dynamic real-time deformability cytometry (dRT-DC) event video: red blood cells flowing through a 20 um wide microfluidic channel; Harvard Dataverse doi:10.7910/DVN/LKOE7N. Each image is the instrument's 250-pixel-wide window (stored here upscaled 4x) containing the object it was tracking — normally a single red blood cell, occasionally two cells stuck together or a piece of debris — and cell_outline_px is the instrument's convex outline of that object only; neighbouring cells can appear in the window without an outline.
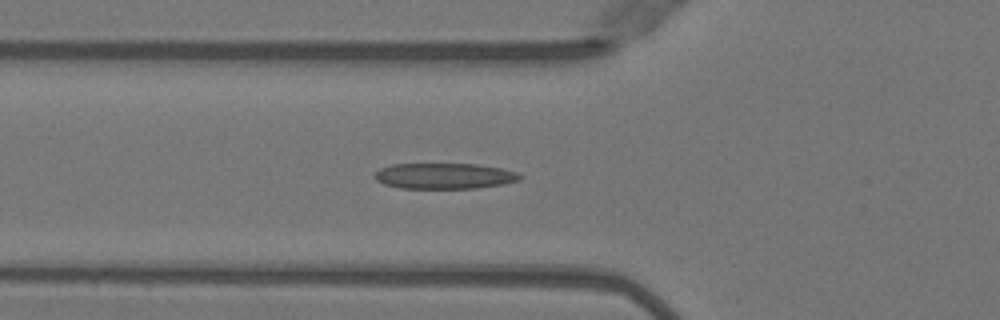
{"species": "Egyptian fruit bat (a non-hibernating species)", "species_latin": "Rousettus aegyptiacus", "temperature_condition": "warm", "stored_images_in_passage": 34, "camera_frame_rate_fps": 3000, "um_per_image_px": 0.085, "animal": {"sex": "female"}, "frame": {"image": 1, "passage_image": 2, "time_ms": 0.333, "image_size_px": [1000, 320], "cell_outline_px": [[524, 176], [520, 180], [504, 184], [476, 188], [400, 188], [384, 184], [376, 180], [372, 176], [380, 168], [392, 164], [476, 164], [500, 168], [516, 172]], "centroid_in_image_um": [37.76, 14.96], "position_along_channel_um": 88.0, "area_um2": 21.85}}
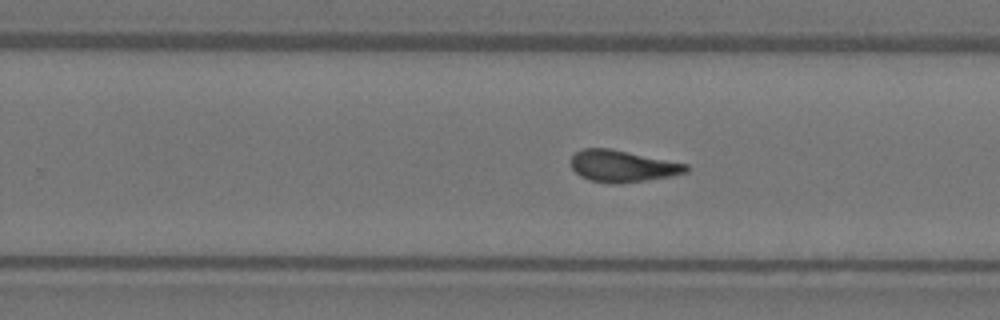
{"frame": {"image": 2, "passage_image": 16, "time_ms": 5.0, "image_size_px": [1000, 320], "cell_outline_px": [[688, 172], [672, 176], [620, 184], [612, 184], [588, 180], [580, 176], [572, 168], [568, 160], [576, 152], [584, 148], [612, 148], [688, 164]], "centroid_in_image_um": [52.89, 14.12], "position_along_channel_um": 276.9, "area_um2": 21.62}}
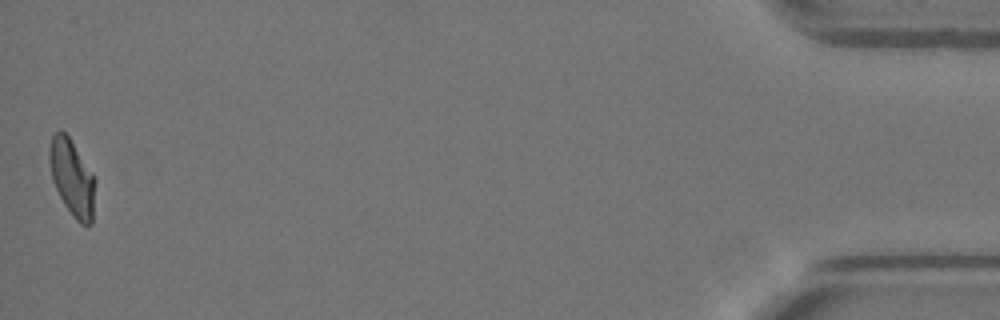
{"frame": {"image": 3, "passage_image": 34, "time_ms": 11.0, "image_size_px": [1000, 320], "cell_outline_px": [[96, 180], [92, 224], [80, 224], [72, 216], [64, 204], [52, 180], [48, 156], [48, 152], [52, 136], [60, 128], [68, 136], [96, 176]], "centroid_in_image_um": [6.14, 15.11], "position_along_channel_um": 429.1, "area_um2": 20.63}}